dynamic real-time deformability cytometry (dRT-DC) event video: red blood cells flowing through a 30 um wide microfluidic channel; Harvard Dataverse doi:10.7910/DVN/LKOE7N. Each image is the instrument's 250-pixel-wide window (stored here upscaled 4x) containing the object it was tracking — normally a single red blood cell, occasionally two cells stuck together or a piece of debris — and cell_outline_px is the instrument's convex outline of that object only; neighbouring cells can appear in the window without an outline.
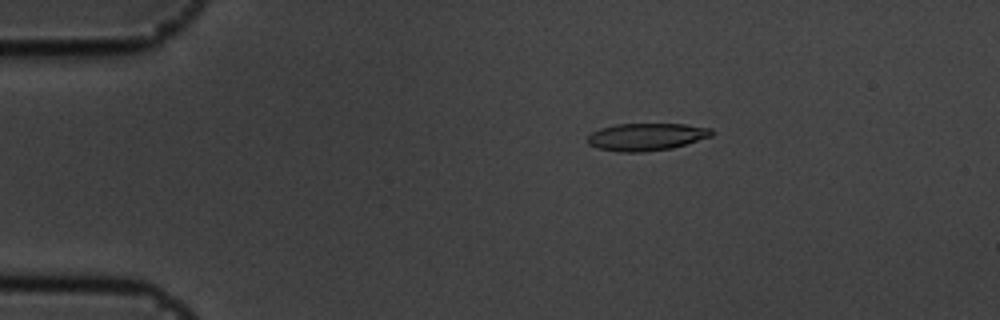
{"species": "common noctule bat (a hibernating species)", "species_latin": "Nyctalus noctula", "temperature_condition": "cold", "stored_images_in_passage": 55, "camera_frame_rate_fps": 3000, "um_per_image_px": 0.085, "animal": {"sex": "male", "body_mass_g": 19.5, "forearm_length_mm": 54.6}, "frame": {"image": 1, "passage_image": 10, "time_ms": 3.0, "image_size_px": [1000, 320], "cell_outline_px": [[716, 132], [712, 136], [672, 148], [644, 152], [620, 152], [596, 148], [588, 144], [588, 136], [592, 132], [600, 128], [616, 124], [684, 124], [712, 128]], "centroid_in_image_um": [54.95, 11.63], "position_along_channel_um": 30.0, "area_um2": 19.94}}
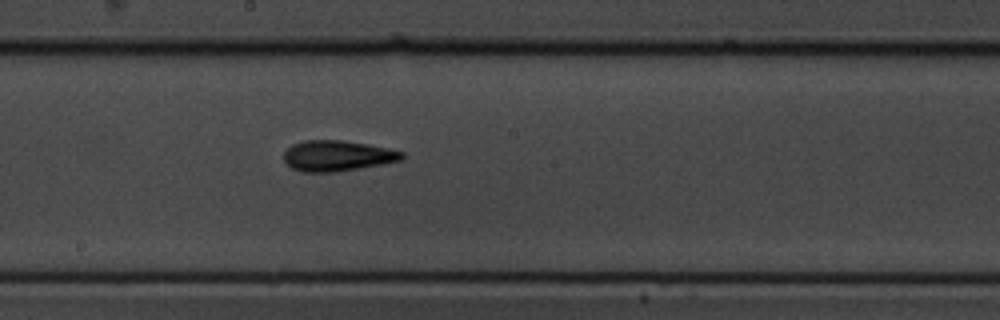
{"frame": {"image": 2, "passage_image": 30, "time_ms": 9.667, "image_size_px": [1000, 320], "cell_outline_px": [[404, 156], [400, 160], [384, 164], [336, 172], [304, 172], [292, 168], [284, 160], [284, 152], [292, 144], [304, 140], [344, 140], [368, 144], [388, 148], [404, 152]], "centroid_in_image_um": [28.68, 13.24], "position_along_channel_um": 219.5, "area_um2": 21.15}}
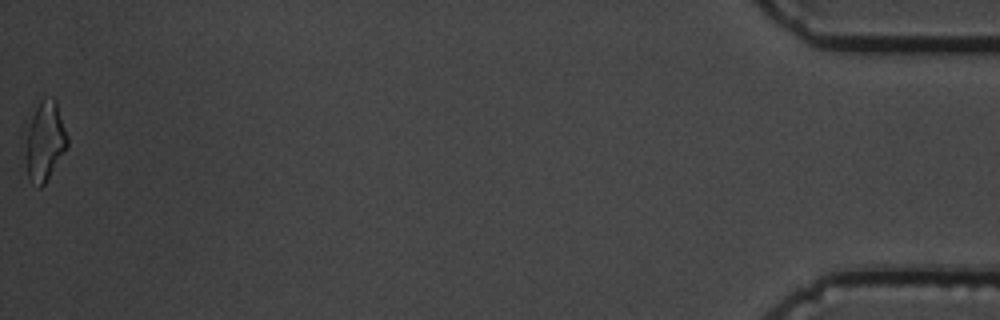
{"frame": {"image": 3, "passage_image": 55, "time_ms": 18.0, "image_size_px": [1000, 320], "cell_outline_px": [[68, 144], [64, 152], [44, 184], [40, 188], [36, 188], [28, 180], [20, 136], [40, 100], [44, 96], [52, 96], [56, 100], [68, 136]], "centroid_in_image_um": [3.71, 11.99], "position_along_channel_um": 431.5, "area_um2": 20.63}, "authors_computed_cell_mechanics": {"area_um2": 19.5364, "velocity_mm_per_s": 3.6801, "shape_relaxation_time_tau1_ms": 5.0928, "shape_relaxation_time_tau2_ms": 4.223, "deformation_change_tau1": 0.1445, "deformation_change_tau2": 0.1344}}